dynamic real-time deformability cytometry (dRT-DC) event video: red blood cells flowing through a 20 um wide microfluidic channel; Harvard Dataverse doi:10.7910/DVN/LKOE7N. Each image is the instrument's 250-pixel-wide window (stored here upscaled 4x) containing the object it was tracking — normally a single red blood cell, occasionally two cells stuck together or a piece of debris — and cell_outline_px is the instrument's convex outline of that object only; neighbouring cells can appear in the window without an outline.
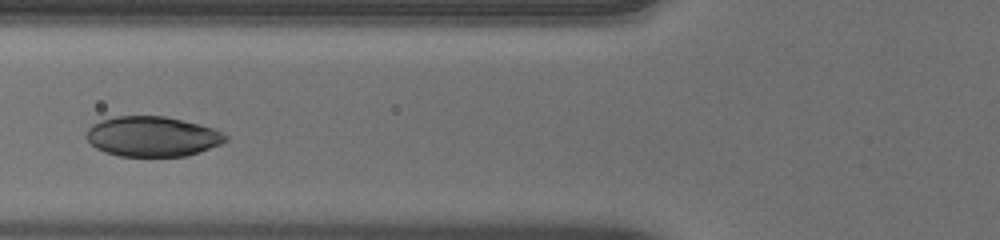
{"species": "human", "species_latin": "Homo sapiens", "temperature_condition": "warm", "stored_images_in_passage": 35, "segment_of_instrument_passage": [2, 2], "camera_frame_rate_fps": 3000, "um_per_image_px": 0.085, "donor": {"sex": "male"}, "frame": {"image": 1, "passage_image": 10, "time_ms": 3.0, "image_size_px": [1000, 240], "cell_outline_px": [[228, 140], [220, 144], [184, 156], [120, 156], [104, 152], [96, 148], [84, 136], [88, 128], [92, 124], [116, 116], [164, 116], [200, 124], [216, 128], [228, 136]], "centroid_in_image_um": [12.94, 11.59], "position_along_channel_um": 112.9, "area_um2": 32.43}}
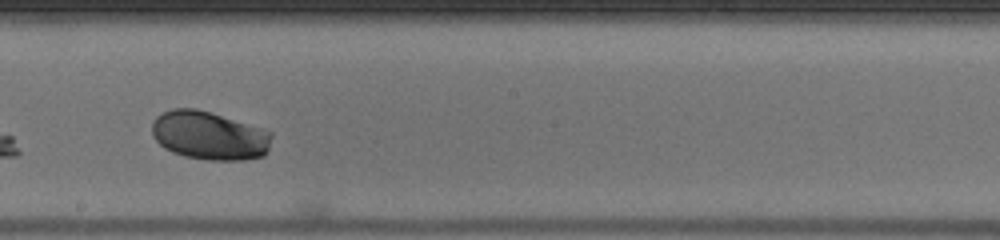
{"frame": {"image": 2, "passage_image": 19, "time_ms": 6.0, "image_size_px": [1000, 240], "cell_outline_px": [[272, 136], [268, 148], [264, 156], [244, 160], [208, 160], [184, 156], [172, 152], [164, 148], [152, 136], [152, 124], [156, 116], [172, 108], [196, 108], [260, 128], [272, 132]], "centroid_in_image_um": [17.76, 11.53], "position_along_channel_um": 230.4, "area_um2": 33.7}}
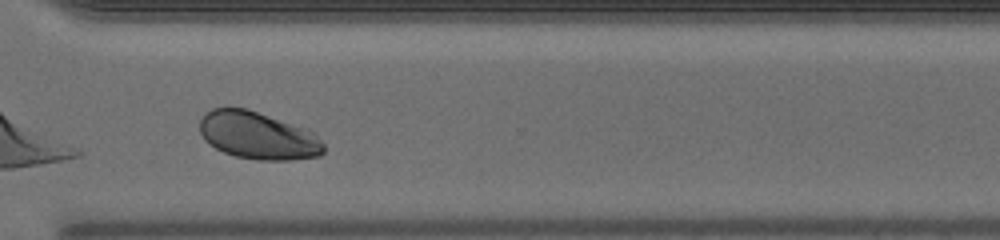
{"frame": {"image": 3, "passage_image": 28, "time_ms": 9.0, "image_size_px": [1000, 240], "cell_outline_px": [[324, 152], [320, 156], [292, 160], [256, 160], [236, 156], [224, 152], [208, 144], [204, 140], [200, 132], [200, 120], [212, 108], [248, 108], [308, 128], [324, 144]], "centroid_in_image_um": [21.95, 11.52], "position_along_channel_um": 348.7, "area_um2": 34.51}}